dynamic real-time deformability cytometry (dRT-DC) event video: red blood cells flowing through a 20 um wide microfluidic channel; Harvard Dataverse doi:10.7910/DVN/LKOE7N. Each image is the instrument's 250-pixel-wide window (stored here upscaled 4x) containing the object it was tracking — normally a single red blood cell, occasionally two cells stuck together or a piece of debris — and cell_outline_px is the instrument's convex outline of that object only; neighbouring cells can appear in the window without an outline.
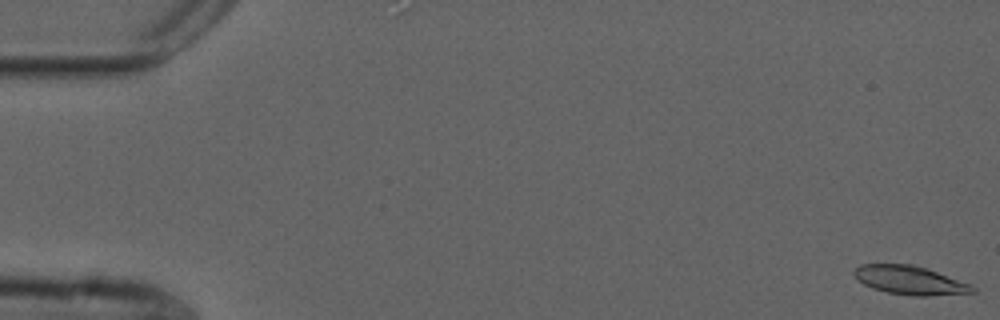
{"species": "common noctule bat (a hibernating species)", "species_latin": "Nyctalus noctula", "temperature_condition": "cold", "stored_images_in_passage": 57, "camera_frame_rate_fps": 3000, "um_per_image_px": 0.085, "animal": {"sex": "male", "forearm_length_mm": 52.5}, "frame": {"image": 1, "passage_image": 1, "time_ms": 0.0, "image_size_px": [1000, 320], "cell_outline_px": [[976, 292], [928, 296], [912, 296], [888, 292], [872, 288], [856, 280], [852, 272], [860, 264], [912, 264], [972, 284], [976, 288]], "centroid_in_image_um": [77.32, 23.82], "position_along_channel_um": 7.7, "area_um2": 19.77}}
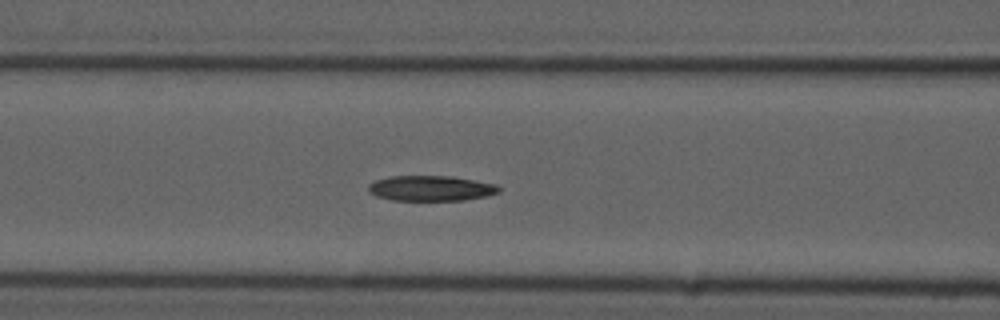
{"frame": {"image": 2, "passage_image": 23, "time_ms": 7.333, "image_size_px": [1000, 320], "cell_outline_px": [[500, 192], [488, 196], [464, 200], [392, 200], [376, 196], [368, 192], [368, 184], [376, 180], [392, 176], [452, 176], [496, 184], [500, 188]], "centroid_in_image_um": [36.63, 16.0], "position_along_channel_um": 130.0, "area_um2": 19.31}}
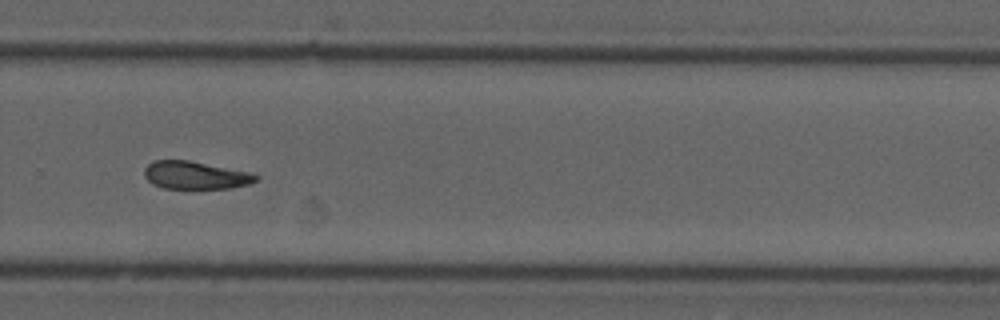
{"frame": {"image": 3, "passage_image": 38, "time_ms": 12.333, "image_size_px": [1000, 320], "cell_outline_px": [[260, 176], [256, 180], [248, 184], [228, 188], [164, 188], [152, 184], [144, 176], [144, 168], [152, 160], [188, 160], [248, 172]], "centroid_in_image_um": [16.55, 14.89], "position_along_channel_um": 313.2, "area_um2": 17.86}, "authors_computed_cell_mechanics": {"area_um2": 19.7098, "velocity_mm_per_s": 3.6751, "shape_relaxation_time_tau1_ms": 9.0273, "shape_relaxation_time_tau2_ms": null, "deformation_change_tau1": 0.1911, "deformation_change_tau2": null}}